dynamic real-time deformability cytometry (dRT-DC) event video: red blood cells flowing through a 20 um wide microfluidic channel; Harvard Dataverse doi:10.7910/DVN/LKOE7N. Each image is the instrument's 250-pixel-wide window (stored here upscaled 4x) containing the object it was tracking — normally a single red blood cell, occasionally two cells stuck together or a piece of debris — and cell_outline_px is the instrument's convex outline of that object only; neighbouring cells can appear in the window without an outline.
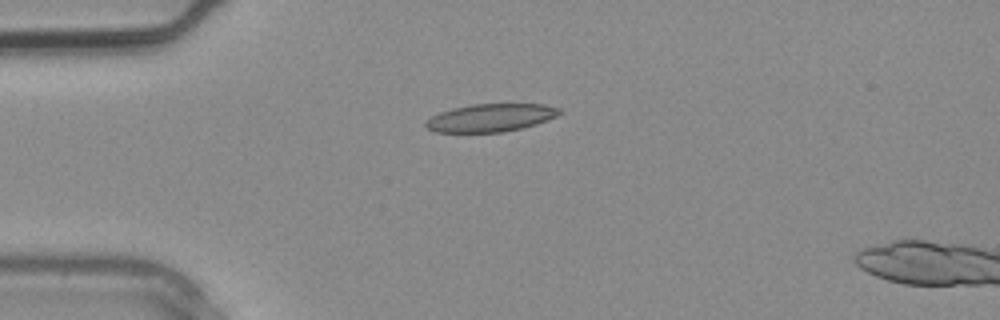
{"species": "common noctule bat (a hibernating species)", "species_latin": "Nyctalus noctula", "temperature_condition": "warm", "stored_images_in_passage": 4, "camera_frame_rate_fps": 3000, "um_per_image_px": 0.085, "animal": {"sex": "male", "body_mass_g": 20.4}, "frame": {"image": 1, "passage_image": 3, "time_ms": 0.667, "image_size_px": [1000, 320], "cell_outline_px": [[564, 112], [556, 116], [536, 124], [520, 128], [500, 132], [436, 132], [428, 128], [424, 124], [432, 116], [440, 112], [452, 108], [472, 104], [544, 104], [560, 108]], "centroid_in_image_um": [41.73, 10.0], "position_along_channel_um": 43.3, "area_um2": 21.56}}